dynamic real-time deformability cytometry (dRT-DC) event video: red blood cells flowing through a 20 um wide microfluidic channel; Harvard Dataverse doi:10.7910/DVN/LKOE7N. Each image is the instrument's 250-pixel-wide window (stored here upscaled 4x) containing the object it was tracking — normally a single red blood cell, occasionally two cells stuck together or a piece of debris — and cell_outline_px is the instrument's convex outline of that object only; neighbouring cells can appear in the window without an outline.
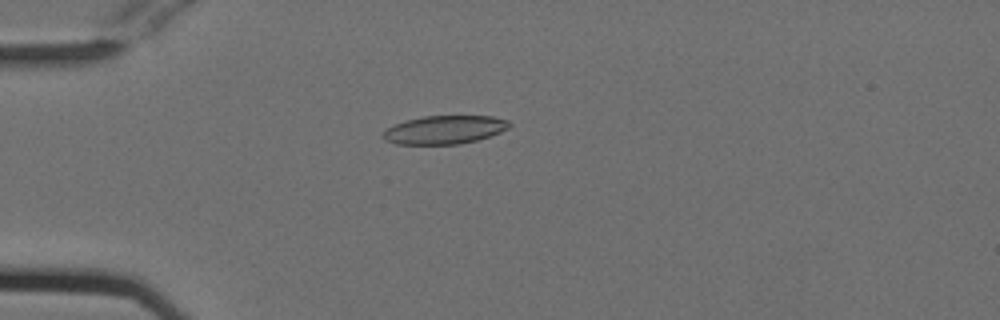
{"species": "Egyptian fruit bat (a non-hibernating species)", "species_latin": "Rousettus aegyptiacus", "temperature_condition": "cold", "stored_images_in_passage": 50, "camera_frame_rate_fps": 3000, "um_per_image_px": 0.085, "animal": {"sex": "female"}, "frame": {"image": 1, "passage_image": 11, "time_ms": 3.333, "image_size_px": [1000, 320], "cell_outline_px": [[512, 124], [508, 128], [500, 132], [476, 140], [460, 144], [396, 144], [384, 140], [380, 136], [380, 132], [396, 124], [408, 120], [424, 116], [492, 116], [508, 120]], "centroid_in_image_um": [37.76, 11.03], "position_along_channel_um": 47.2, "area_um2": 20.87}}
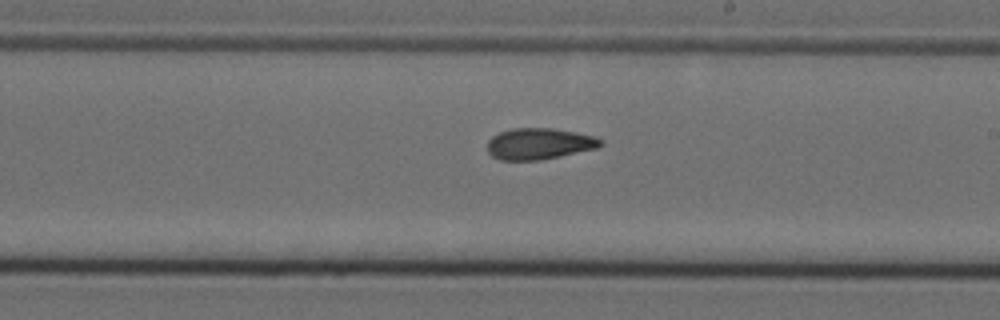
{"frame": {"image": 2, "passage_image": 28, "time_ms": 9.0, "image_size_px": [1000, 320], "cell_outline_px": [[604, 144], [596, 148], [560, 156], [540, 160], [500, 160], [492, 156], [488, 152], [488, 140], [492, 136], [500, 132], [512, 128], [552, 128], [576, 132], [592, 136], [604, 140]], "centroid_in_image_um": [45.82, 12.22], "position_along_channel_um": 243.2, "area_um2": 20.63}}
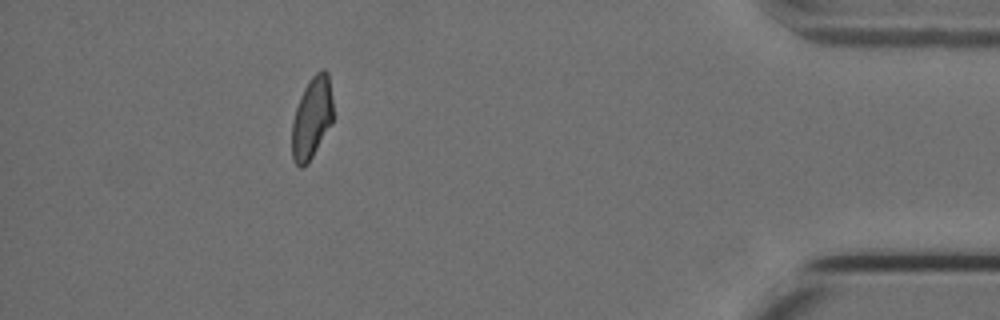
{"frame": {"image": 3, "passage_image": 45, "time_ms": 14.667, "image_size_px": [1000, 320], "cell_outline_px": [[332, 124], [308, 164], [304, 168], [300, 168], [292, 160], [292, 120], [300, 96], [308, 80], [320, 68], [324, 68], [328, 72], [332, 100]], "centroid_in_image_um": [26.5, 10.03], "position_along_channel_um": 408.7, "area_um2": 19.88}, "authors_computed_cell_mechanics": {"area_um2": 20.7791, "velocity_mm_per_s": 3.7953, "shape_relaxation_time_tau1_ms": 10.278, "shape_relaxation_time_tau2_ms": 3.9213, "deformation_change_tau1": 0.1946, "deformation_change_tau2": 0.1043}}